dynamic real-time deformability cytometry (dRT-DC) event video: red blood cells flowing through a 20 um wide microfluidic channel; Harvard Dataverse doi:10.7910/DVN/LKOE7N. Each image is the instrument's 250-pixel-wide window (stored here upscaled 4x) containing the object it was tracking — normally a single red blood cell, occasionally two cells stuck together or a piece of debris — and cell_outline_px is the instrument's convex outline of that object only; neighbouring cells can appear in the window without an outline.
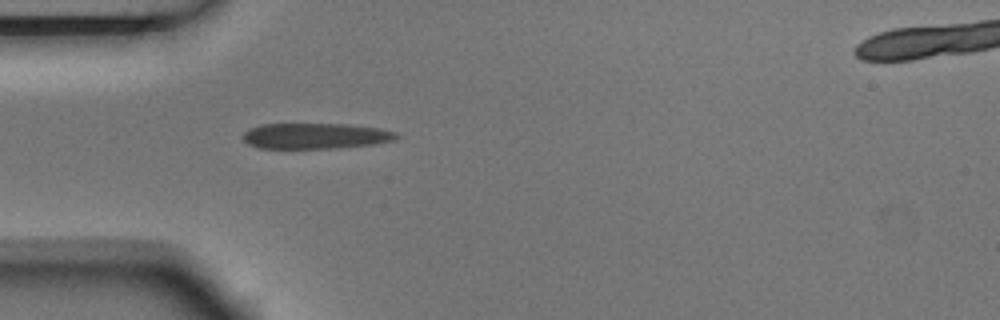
{"species": "Egyptian fruit bat (a non-hibernating species)", "species_latin": "Rousettus aegyptiacus", "temperature_condition": "room temperature", "stored_images_in_passage": 2, "camera_frame_rate_fps": 3000, "um_per_image_px": 0.085, "animal": {"sex": "male"}, "frame": {"image": 1, "passage_image": 1, "time_ms": 0.0, "image_size_px": [1000, 320], "cell_outline_px": [[400, 136], [396, 140], [372, 144], [336, 148], [260, 148], [248, 144], [240, 136], [248, 128], [260, 124], [348, 124], [380, 128], [396, 132]], "centroid_in_image_um": [26.8, 11.55], "position_along_channel_um": 58.2, "area_um2": 23.18}}